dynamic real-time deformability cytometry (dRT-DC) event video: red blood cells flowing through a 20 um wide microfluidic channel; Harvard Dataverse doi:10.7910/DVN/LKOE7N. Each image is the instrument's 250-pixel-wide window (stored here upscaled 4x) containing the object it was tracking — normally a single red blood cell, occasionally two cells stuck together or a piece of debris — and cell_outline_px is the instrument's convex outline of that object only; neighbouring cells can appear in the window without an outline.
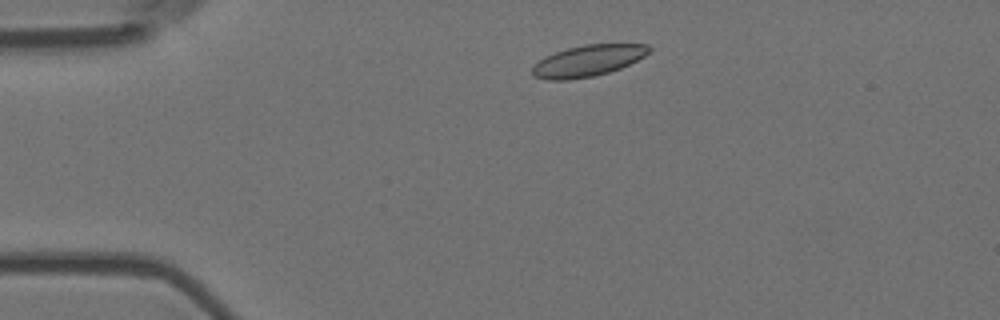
{"species": "Egyptian fruit bat (a non-hibernating species)", "species_latin": "Rousettus aegyptiacus", "temperature_condition": "room temperature", "stored_images_in_passage": 45, "camera_frame_rate_fps": 3000, "um_per_image_px": 0.085, "animal": {"sex": "female"}, "frame": {"image": 1, "passage_image": 1, "time_ms": 0.0, "image_size_px": [1000, 320], "cell_outline_px": [[652, 48], [644, 56], [620, 68], [608, 72], [592, 76], [568, 80], [544, 80], [532, 76], [532, 64], [544, 56], [568, 48], [584, 44], [648, 44]], "centroid_in_image_um": [49.91, 5.17], "position_along_channel_um": 35.1, "area_um2": 21.33}}
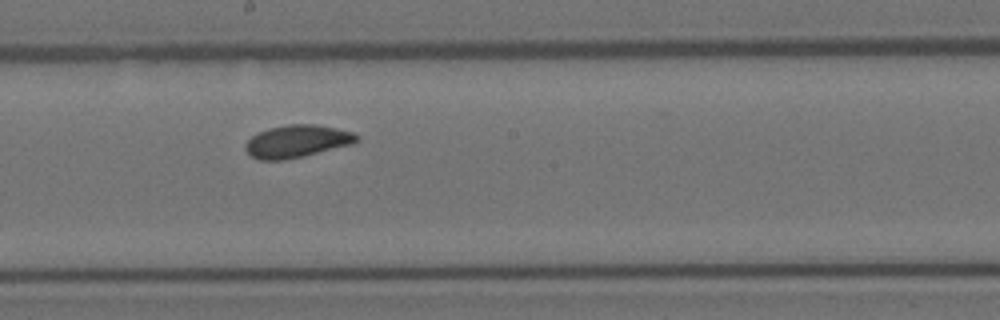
{"frame": {"image": 2, "passage_image": 20, "time_ms": 6.333, "image_size_px": [1000, 320], "cell_outline_px": [[360, 140], [352, 144], [304, 156], [284, 160], [260, 160], [252, 156], [244, 148], [244, 144], [252, 136], [268, 128], [288, 124], [316, 124], [336, 128], [352, 132], [360, 136]], "centroid_in_image_um": [25.26, 12.0], "position_along_channel_um": 222.9, "area_um2": 21.1}}
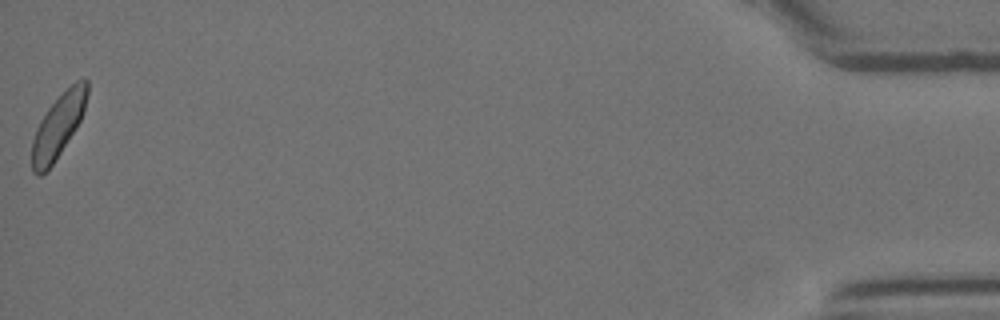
{"frame": {"image": 3, "passage_image": 45, "time_ms": 14.667, "image_size_px": [1000, 320], "cell_outline_px": [[88, 92], [84, 108], [80, 120], [76, 128], [52, 164], [40, 176], [36, 176], [32, 172], [32, 140], [36, 128], [40, 120], [48, 108], [76, 80], [84, 76], [88, 80]], "centroid_in_image_um": [4.94, 10.69], "position_along_channel_um": 430.3, "area_um2": 20.11}, "authors_computed_cell_mechanics": {"area_um2": 20.8658, "velocity_mm_per_s": 3.634, "shape_relaxation_time_tau1_ms": 2.4704, "shape_relaxation_time_tau2_ms": 5.7673, "deformation_change_tau1": 0.0851, "deformation_change_tau2": 0.0637}}